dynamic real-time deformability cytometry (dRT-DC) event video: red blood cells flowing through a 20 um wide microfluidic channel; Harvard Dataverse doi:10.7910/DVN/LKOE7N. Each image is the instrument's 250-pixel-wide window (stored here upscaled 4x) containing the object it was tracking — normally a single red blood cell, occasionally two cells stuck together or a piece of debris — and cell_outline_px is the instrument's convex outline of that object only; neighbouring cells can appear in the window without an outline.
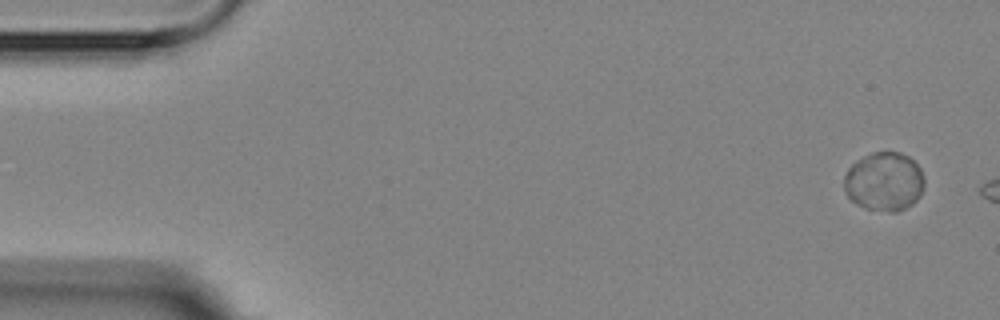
{"species": "Egyptian fruit bat (a non-hibernating species)", "species_latin": "Rousettus aegyptiacus", "temperature_condition": "room temperature", "stored_images_in_passage": 3, "camera_frame_rate_fps": 3000, "um_per_image_px": 0.085, "animal": {"sex": "female"}, "frame": {"image": 1, "passage_image": 1, "time_ms": 0.0, "image_size_px": [1000, 320], "cell_outline_px": [[924, 188], [920, 196], [912, 204], [896, 212], [892, 212], [864, 208], [856, 204], [844, 192], [844, 176], [848, 168], [852, 164], [864, 156], [872, 152], [900, 152], [908, 156], [920, 168], [924, 176]], "centroid_in_image_um": [75.16, 15.44], "position_along_channel_um": 9.8, "area_um2": 27.63}}